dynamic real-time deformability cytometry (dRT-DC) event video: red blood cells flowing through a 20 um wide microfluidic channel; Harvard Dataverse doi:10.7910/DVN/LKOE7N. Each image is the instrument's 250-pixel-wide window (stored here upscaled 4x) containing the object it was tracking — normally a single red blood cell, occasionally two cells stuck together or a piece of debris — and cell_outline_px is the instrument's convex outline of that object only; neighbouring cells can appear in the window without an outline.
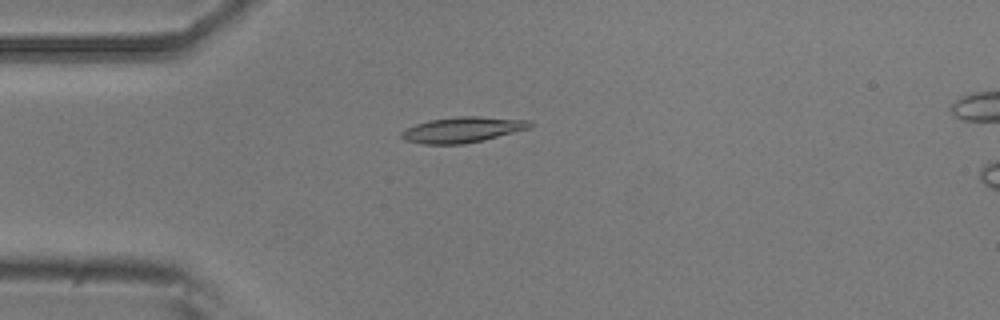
{"species": "common noctule bat (a hibernating species)", "species_latin": "Nyctalus noctula", "temperature_condition": "room temperature", "stored_images_in_passage": 37, "camera_frame_rate_fps": 3000, "um_per_image_px": 0.085, "animal": {"sex": "male", "body_mass_g": 20.5, "forearm_length_mm": 52.5}, "frame": {"image": 1, "passage_image": 6, "time_ms": 1.667, "image_size_px": [1000, 320], "cell_outline_px": [[536, 124], [532, 128], [484, 140], [464, 144], [424, 144], [404, 140], [400, 136], [400, 132], [416, 124], [428, 120], [456, 116], [480, 116], [528, 120]], "centroid_in_image_um": [39.36, 11.02], "position_along_channel_um": 45.6, "area_um2": 19.42}}
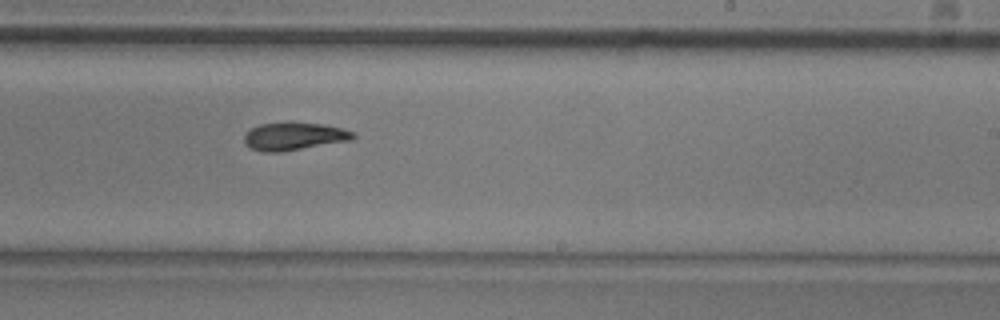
{"frame": {"image": 2, "passage_image": 24, "time_ms": 7.667, "image_size_px": [1000, 320], "cell_outline_px": [[356, 136], [352, 140], [280, 152], [264, 152], [252, 148], [244, 144], [244, 136], [252, 128], [260, 124], [288, 120], [324, 124], [344, 128], [356, 132]], "centroid_in_image_um": [25.03, 11.55], "position_along_channel_um": 264.0, "area_um2": 18.15}}
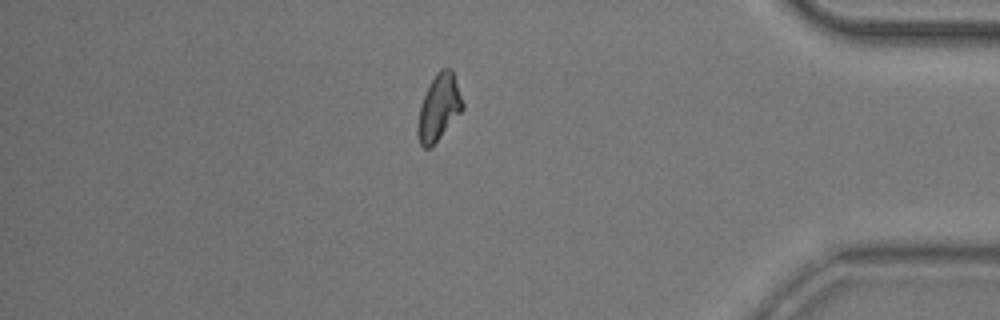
{"frame": {"image": 3, "passage_image": 37, "time_ms": 12.0, "image_size_px": [1000, 320], "cell_outline_px": [[464, 108], [440, 136], [428, 148], [424, 148], [420, 144], [416, 132], [416, 128], [420, 104], [436, 72], [440, 68], [452, 68], [464, 104]], "centroid_in_image_um": [37.29, 9.1], "position_along_channel_um": 397.9, "area_um2": 17.05}, "authors_computed_cell_mechanics": {"area_um2": 17.918, "velocity_mm_per_s": 3.8817, "shape_relaxation_time_tau1_ms": 5.0255, "shape_relaxation_time_tau2_ms": null, "deformation_change_tau1": 0.1528, "deformation_change_tau2": null}}